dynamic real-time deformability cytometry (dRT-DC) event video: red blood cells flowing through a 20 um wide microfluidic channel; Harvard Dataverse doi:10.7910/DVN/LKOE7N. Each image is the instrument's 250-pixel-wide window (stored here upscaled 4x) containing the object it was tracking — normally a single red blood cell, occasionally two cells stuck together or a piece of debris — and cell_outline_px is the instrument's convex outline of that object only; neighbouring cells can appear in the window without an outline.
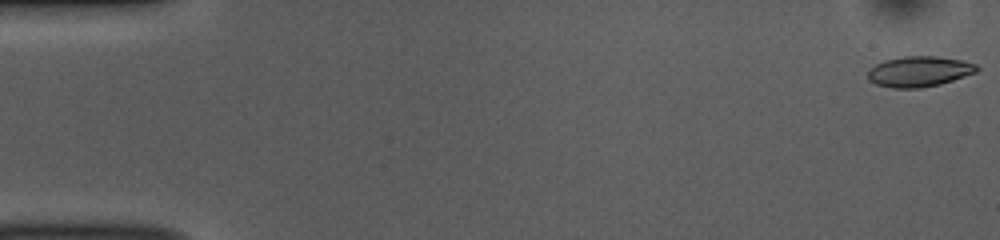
{"species": "common noctule bat (a hibernating species)", "species_latin": "Nyctalus noctula", "temperature_condition": "room temperature", "stored_images_in_passage": 52, "camera_frame_rate_fps": 3000, "um_per_image_px": 0.085, "animal": {"sex": "female", "body_mass_g": 10.0, "forearm_length_mm": 53.1}, "frame": {"image": 1, "passage_image": 1, "time_ms": 0.0, "image_size_px": [1000, 240], "cell_outline_px": [[980, 68], [976, 72], [940, 84], [920, 88], [892, 88], [876, 84], [868, 80], [868, 72], [876, 64], [884, 60], [904, 56], [936, 56], [960, 60], [976, 64]], "centroid_in_image_um": [78.12, 6.08], "position_along_channel_um": 6.9, "area_um2": 19.25}}
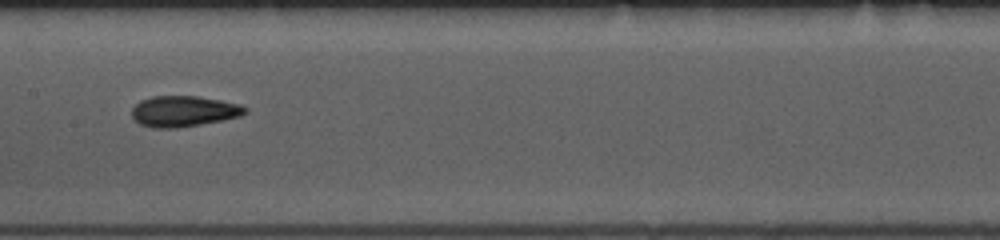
{"frame": {"image": 2, "passage_image": 26, "time_ms": 8.333, "image_size_px": [1000, 240], "cell_outline_px": [[248, 112], [240, 116], [224, 120], [176, 128], [152, 128], [140, 124], [132, 116], [132, 108], [140, 100], [152, 96], [196, 96], [220, 100], [240, 104], [248, 108]], "centroid_in_image_um": [15.62, 9.45], "position_along_channel_um": 191.8, "area_um2": 20.4}}
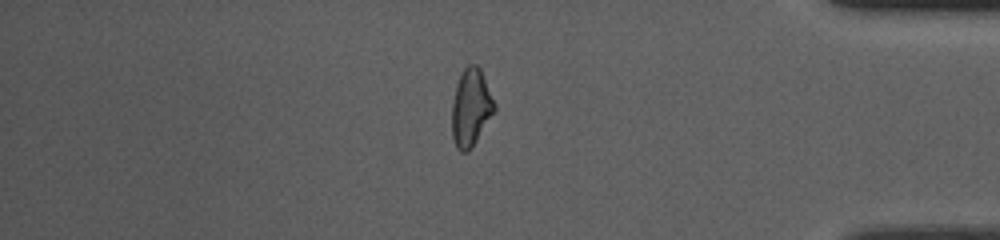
{"frame": {"image": 3, "passage_image": 44, "time_ms": 14.333, "image_size_px": [1000, 240], "cell_outline_px": [[496, 108], [472, 148], [468, 152], [460, 152], [456, 148], [452, 136], [452, 100], [456, 84], [464, 68], [468, 64], [476, 64], [480, 68], [496, 104]], "centroid_in_image_um": [40.01, 9.16], "position_along_channel_um": 395.2, "area_um2": 19.25}, "authors_computed_cell_mechanics": {"area_um2": 19.5364, "velocity_mm_per_s": 3.8875, "shape_relaxation_time_tau1_ms": 5.7624, "shape_relaxation_time_tau2_ms": 2.3586, "deformation_change_tau1": 0.1876, "deformation_change_tau2": 0.1021}}